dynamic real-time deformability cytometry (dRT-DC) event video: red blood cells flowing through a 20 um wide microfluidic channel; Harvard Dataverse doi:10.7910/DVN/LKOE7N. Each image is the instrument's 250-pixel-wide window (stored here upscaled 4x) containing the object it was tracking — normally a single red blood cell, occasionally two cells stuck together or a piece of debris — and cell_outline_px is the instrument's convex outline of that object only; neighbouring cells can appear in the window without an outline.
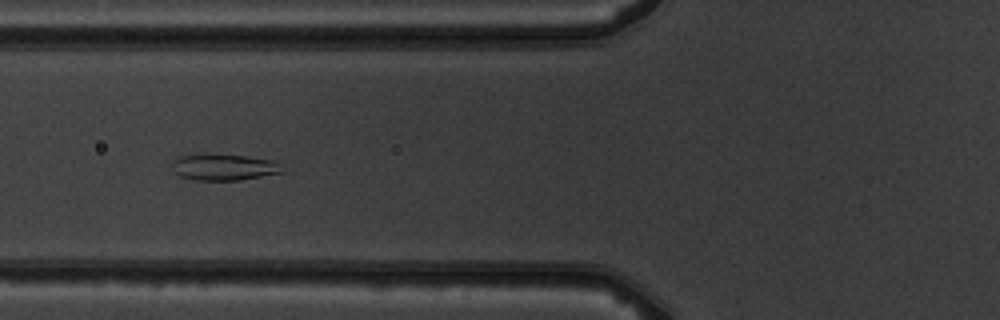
{"species": "common noctule bat (a hibernating species)", "species_latin": "Nyctalus noctula", "temperature_condition": "warm", "stored_images_in_passage": 9, "camera_frame_rate_fps": 3000, "um_per_image_px": 0.085, "animal": {"sex": "male", "body_mass_g": 19.5, "forearm_length_mm": 54.6}, "frame": {"image": 1, "passage_image": 7, "time_ms": 6.667, "image_size_px": [1000, 320], "cell_outline_px": [[284, 172], [240, 180], [196, 180], [180, 176], [176, 172], [172, 164], [172, 160], [180, 156], [248, 156], [276, 160]], "centroid_in_image_um": [19.09, 14.23], "position_along_channel_um": 106.7, "area_um2": 16.3}}